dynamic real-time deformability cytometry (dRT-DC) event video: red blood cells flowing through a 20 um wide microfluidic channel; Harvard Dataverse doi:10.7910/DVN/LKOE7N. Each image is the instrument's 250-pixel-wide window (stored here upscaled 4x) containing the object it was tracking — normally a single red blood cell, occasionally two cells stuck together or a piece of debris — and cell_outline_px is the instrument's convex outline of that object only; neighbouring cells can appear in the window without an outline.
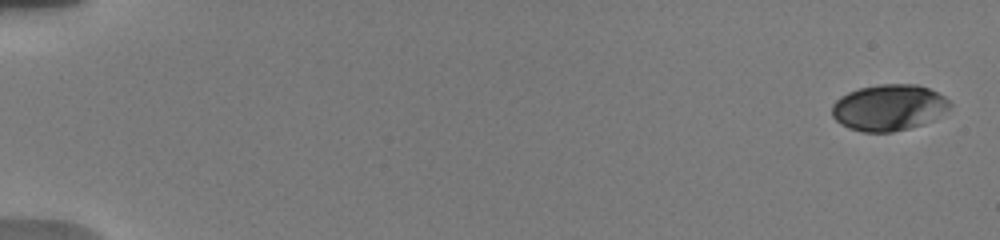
{"species": "human", "species_latin": "Homo sapiens", "temperature_condition": "warm", "stored_images_in_passage": 28, "camera_frame_rate_fps": 3000, "um_per_image_px": 0.085, "donor": {"sex": "male"}, "frame": {"image": 1, "passage_image": 1, "time_ms": 0.0, "image_size_px": [1000, 240], "cell_outline_px": [[952, 104], [948, 108], [932, 120], [908, 128], [892, 132], [864, 132], [848, 128], [840, 124], [832, 116], [832, 104], [840, 96], [848, 92], [860, 88], [880, 84], [916, 84], [928, 88], [944, 96]], "centroid_in_image_um": [75.51, 9.14], "position_along_channel_um": 9.5, "area_um2": 31.56}}
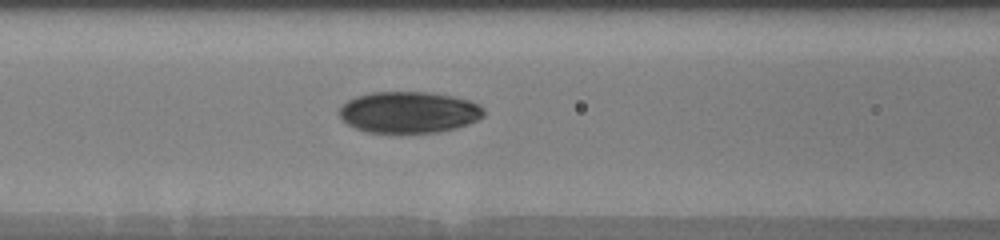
{"frame": {"image": 2, "passage_image": 10, "time_ms": 8.0, "image_size_px": [1000, 240], "cell_outline_px": [[484, 116], [468, 124], [456, 128], [440, 132], [368, 132], [356, 128], [348, 124], [340, 116], [340, 108], [348, 100], [356, 96], [372, 92], [428, 92], [452, 96], [468, 100], [480, 104], [484, 108]], "centroid_in_image_um": [34.79, 9.53], "position_along_channel_um": 131.8, "area_um2": 34.68}}
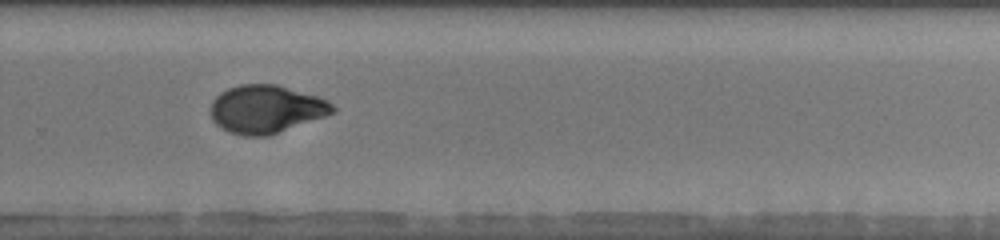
{"frame": {"image": 3, "passage_image": 22, "time_ms": 12.667, "image_size_px": [1000, 240], "cell_outline_px": [[336, 112], [268, 136], [244, 136], [232, 132], [216, 124], [212, 120], [212, 100], [220, 92], [228, 88], [240, 84], [276, 84], [320, 96], [328, 100], [336, 108]], "centroid_in_image_um": [22.65, 9.26], "position_along_channel_um": 307.1, "area_um2": 34.1}, "authors_computed_cell_mechanics": {"area_um2": 34.3332, "velocity_mm_per_s": 3.7653, "shape_relaxation_time_tau1_ms": 6.9894, "shape_relaxation_time_tau2_ms": 1.5708, "deformation_change_tau1": 0.1928, "deformation_change_tau2": 0.0476}}